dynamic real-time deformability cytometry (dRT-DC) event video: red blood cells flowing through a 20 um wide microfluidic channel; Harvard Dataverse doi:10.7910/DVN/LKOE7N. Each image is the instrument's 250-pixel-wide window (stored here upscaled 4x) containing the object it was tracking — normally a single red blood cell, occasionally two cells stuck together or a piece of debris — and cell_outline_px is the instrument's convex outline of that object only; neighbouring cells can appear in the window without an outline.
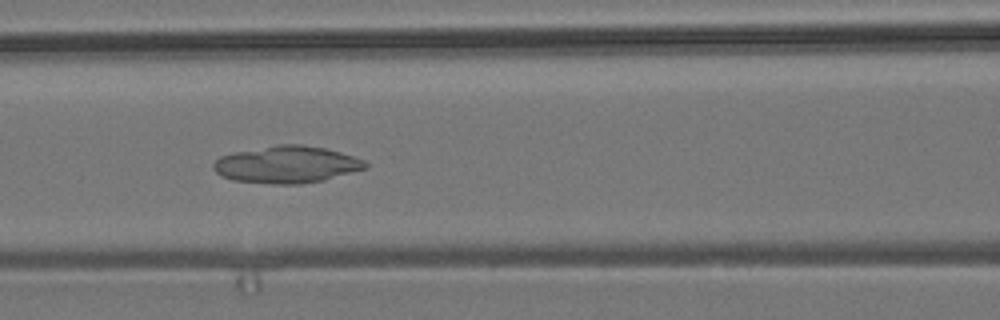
{"species": "common noctule bat (a hibernating species)", "species_latin": "Nyctalus noctula", "temperature_condition": "room temperature", "stored_images_in_passage": 56, "camera_frame_rate_fps": 3000, "um_per_image_px": 0.085, "animal": {"sex": "male", "body_mass_g": 19.2, "forearm_length_mm": 51.8}, "frame": {"image": 1, "passage_image": 24, "time_ms": 7.667, "image_size_px": [1000, 320], "cell_outline_px": [[368, 168], [324, 180], [300, 184], [272, 184], [232, 180], [220, 176], [212, 168], [212, 164], [220, 156], [236, 152], [276, 144], [300, 144], [324, 148], [340, 152], [364, 160], [368, 164]], "centroid_in_image_um": [24.36, 13.99], "position_along_channel_um": 142.2, "area_um2": 32.89}}
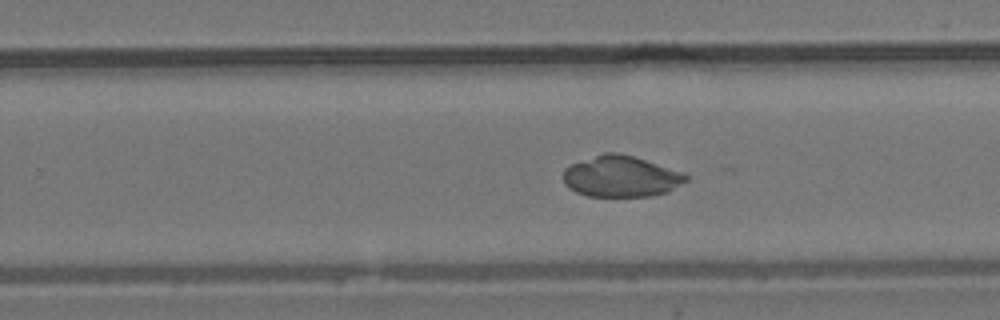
{"frame": {"image": 2, "passage_image": 35, "time_ms": 11.333, "image_size_px": [1000, 320], "cell_outline_px": [[688, 180], [668, 192], [652, 196], [588, 196], [576, 192], [568, 188], [564, 184], [564, 168], [572, 164], [604, 152], [616, 152], [632, 156], [680, 172], [688, 176]], "centroid_in_image_um": [52.75, 15.01], "position_along_channel_um": 277.0, "area_um2": 29.07}}
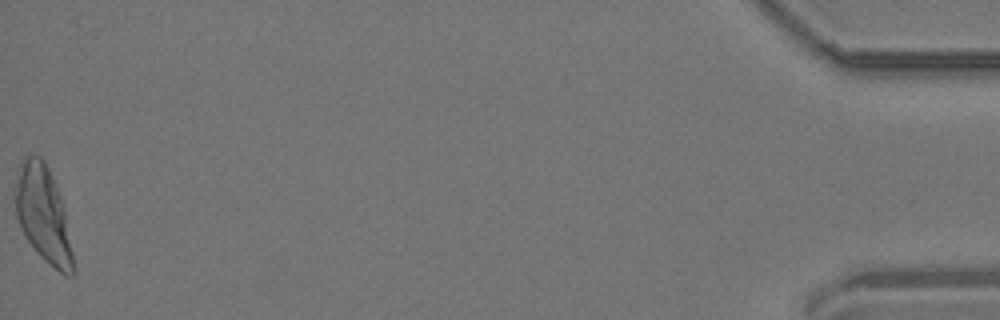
{"frame": {"image": 3, "passage_image": 56, "time_ms": 18.333, "image_size_px": [1000, 320], "cell_outline_px": [[76, 276], [64, 276], [44, 260], [40, 256], [28, 240], [20, 228], [16, 216], [16, 192], [20, 164], [28, 156], [40, 156], [44, 160], [48, 168], [60, 196], [64, 212], [76, 268]], "centroid_in_image_um": [3.71, 18.32], "position_along_channel_um": 431.5, "area_um2": 31.85}}